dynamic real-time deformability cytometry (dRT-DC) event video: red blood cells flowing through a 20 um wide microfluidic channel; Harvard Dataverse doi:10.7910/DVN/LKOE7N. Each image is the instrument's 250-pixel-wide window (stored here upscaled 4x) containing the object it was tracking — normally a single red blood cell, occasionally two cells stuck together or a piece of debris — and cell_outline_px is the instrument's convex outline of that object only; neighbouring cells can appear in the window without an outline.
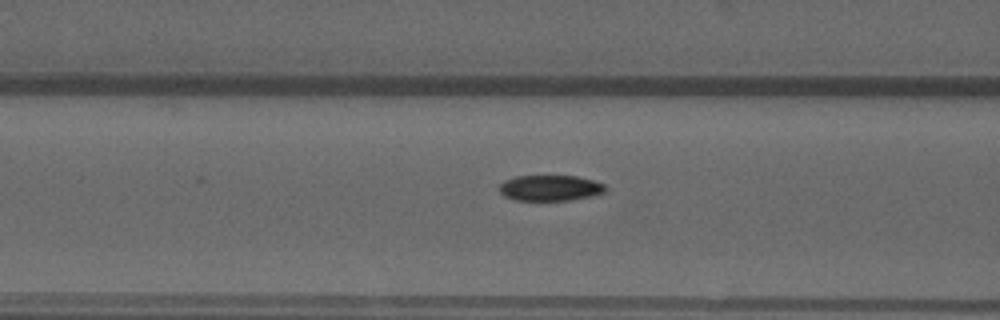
{"species": "common noctule bat (a hibernating species)", "species_latin": "Nyctalus noctula", "temperature_condition": "warm", "stored_images_in_passage": 33, "camera_frame_rate_fps": 3000, "um_per_image_px": 0.085, "animal": {"sex": "male", "forearm_length_mm": 52.5}, "frame": {"image": 1, "passage_image": 5, "time_ms": 1.333, "image_size_px": [1000, 320], "cell_outline_px": [[608, 188], [604, 192], [592, 196], [572, 200], [516, 200], [504, 196], [500, 192], [500, 184], [504, 180], [516, 176], [576, 176], [592, 180], [604, 184]], "centroid_in_image_um": [46.77, 15.98], "position_along_channel_um": 119.8, "area_um2": 15.9}}
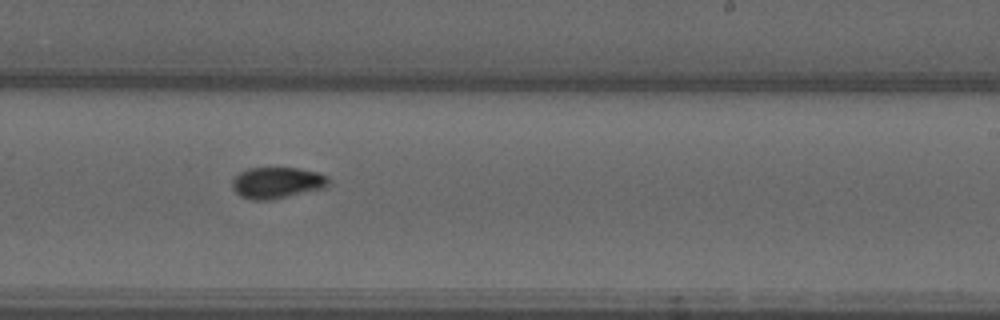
{"frame": {"image": 2, "passage_image": 17, "time_ms": 5.333, "image_size_px": [1000, 320], "cell_outline_px": [[328, 184], [324, 188], [272, 200], [252, 200], [240, 196], [232, 188], [232, 180], [240, 172], [248, 168], [300, 168], [316, 172], [328, 176]], "centroid_in_image_um": [23.53, 15.54], "position_along_channel_um": 265.5, "area_um2": 17.57}}
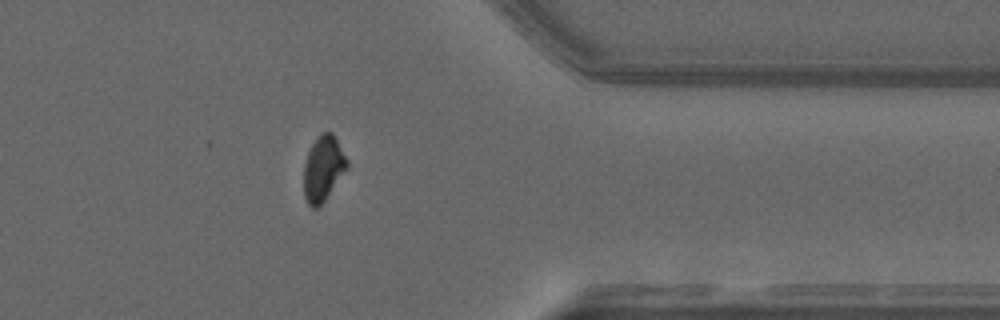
{"frame": {"image": 3, "passage_image": 28, "time_ms": 9.0, "image_size_px": [1000, 320], "cell_outline_px": [[348, 168], [324, 200], [316, 208], [312, 208], [308, 204], [304, 196], [304, 164], [308, 152], [312, 144], [320, 132], [332, 132], [348, 160]], "centroid_in_image_um": [27.47, 14.3], "position_along_channel_um": 383.9, "area_um2": 16.3}}